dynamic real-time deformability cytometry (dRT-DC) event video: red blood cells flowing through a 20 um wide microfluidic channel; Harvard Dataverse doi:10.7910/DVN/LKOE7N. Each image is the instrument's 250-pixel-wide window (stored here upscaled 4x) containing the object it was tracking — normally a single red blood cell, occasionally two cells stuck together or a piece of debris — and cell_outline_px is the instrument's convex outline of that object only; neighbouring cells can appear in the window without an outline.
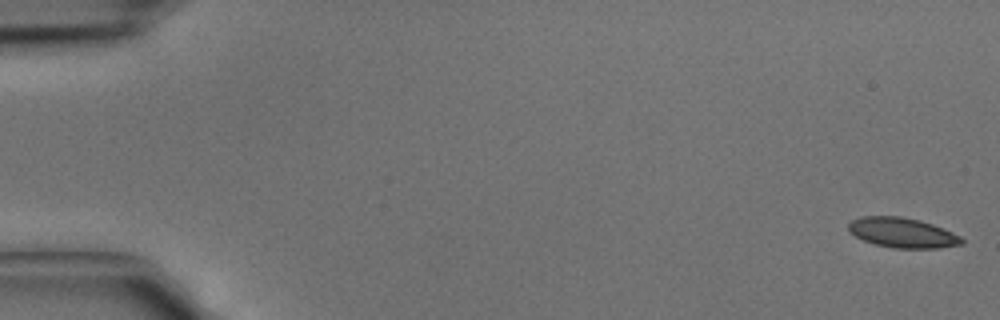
{"species": "common noctule bat (a hibernating species)", "species_latin": "Nyctalus noctula", "temperature_condition": "cold", "stored_images_in_passage": 43, "camera_frame_rate_fps": 3000, "um_per_image_px": 0.085, "animal": {"sex": "male", "body_mass_g": 15.6}, "frame": {"image": 1, "passage_image": 1, "time_ms": 0.0, "image_size_px": [1000, 320], "cell_outline_px": [[964, 244], [940, 248], [892, 248], [876, 244], [864, 240], [848, 232], [848, 224], [852, 220], [860, 216], [900, 216], [920, 220], [932, 224], [952, 232], [960, 236], [964, 240]], "centroid_in_image_um": [76.7, 19.78], "position_along_channel_um": 8.3, "area_um2": 19.83}}
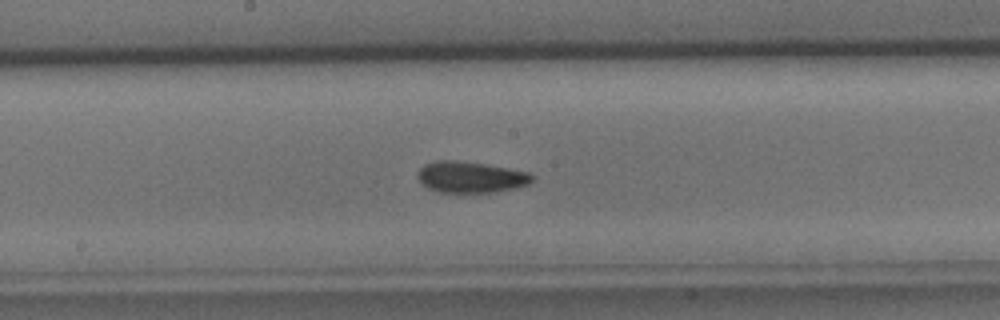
{"frame": {"image": 2, "passage_image": 23, "time_ms": 7.333, "image_size_px": [1000, 320], "cell_outline_px": [[536, 176], [528, 184], [516, 188], [496, 192], [440, 192], [428, 188], [420, 184], [416, 176], [416, 172], [424, 164], [436, 160], [456, 160], [484, 164], [528, 172]], "centroid_in_image_um": [39.96, 15.05], "position_along_channel_um": 208.2, "area_um2": 20.98}}
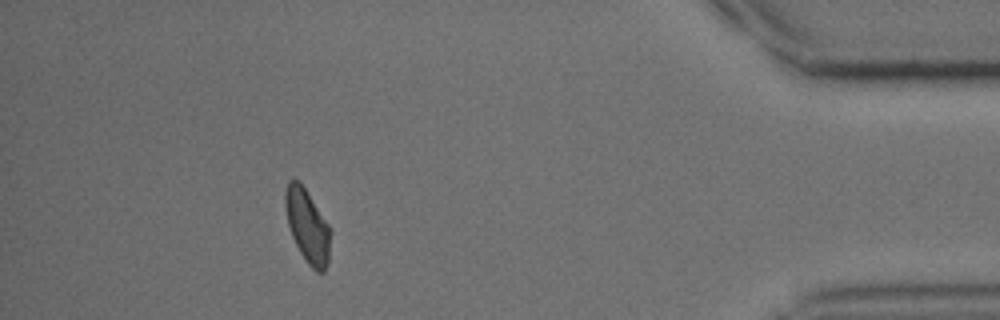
{"frame": {"image": 3, "passage_image": 39, "time_ms": 12.667, "image_size_px": [1000, 320], "cell_outline_px": [[332, 232], [328, 260], [324, 272], [316, 272], [308, 264], [300, 252], [292, 236], [288, 224], [284, 208], [284, 192], [288, 180], [300, 180], [328, 224]], "centroid_in_image_um": [26.12, 19.19], "position_along_channel_um": 409.1, "area_um2": 19.48}}